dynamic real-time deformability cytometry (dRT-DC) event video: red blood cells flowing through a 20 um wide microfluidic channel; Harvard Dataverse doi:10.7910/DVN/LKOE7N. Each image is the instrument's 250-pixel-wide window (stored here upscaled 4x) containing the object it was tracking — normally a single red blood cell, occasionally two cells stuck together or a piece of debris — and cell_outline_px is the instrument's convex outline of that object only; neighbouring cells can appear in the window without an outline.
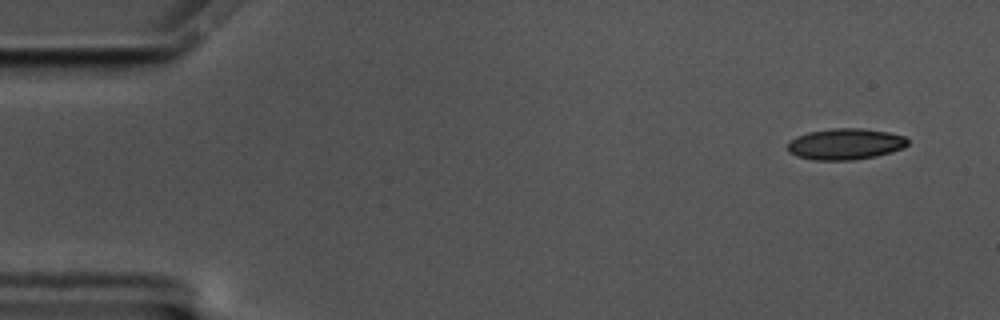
{"species": "common noctule bat (a hibernating species)", "species_latin": "Nyctalus noctula", "temperature_condition": "cold", "stored_images_in_passage": 14, "camera_frame_rate_fps": 3000, "um_per_image_px": 0.085, "animal": {"sex": "male", "body_mass_g": 17.5, "forearm_length_mm": 52.3}, "frame": {"image": 1, "passage_image": 1, "time_ms": 0.0, "image_size_px": [1000, 320], "cell_outline_px": [[908, 144], [904, 148], [892, 152], [876, 156], [852, 160], [812, 160], [796, 156], [788, 152], [788, 140], [796, 136], [808, 132], [832, 128], [860, 128], [888, 132], [904, 136], [908, 140]], "centroid_in_image_um": [71.83, 12.24], "position_along_channel_um": 13.2, "area_um2": 22.02}}
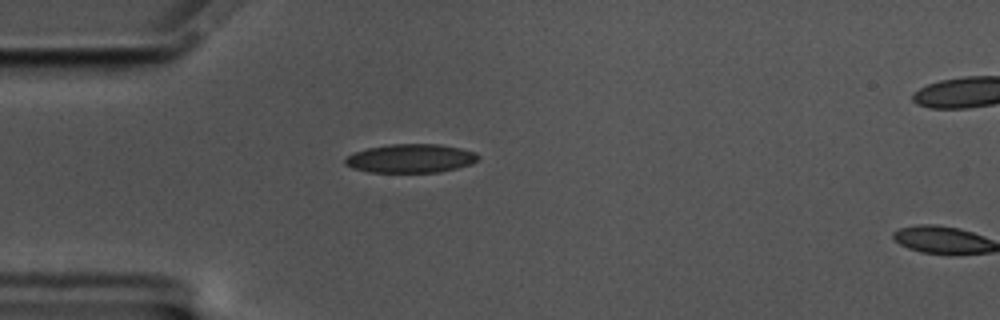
{"frame": {"image": 2, "passage_image": 13, "time_ms": 4.0, "image_size_px": [1000, 320], "cell_outline_px": [[480, 160], [472, 164], [440, 172], [368, 172], [352, 168], [344, 164], [344, 160], [352, 152], [368, 148], [388, 144], [436, 144], [460, 148], [476, 152], [480, 156]], "centroid_in_image_um": [34.91, 13.46], "position_along_channel_um": 50.1, "area_um2": 22.43}}